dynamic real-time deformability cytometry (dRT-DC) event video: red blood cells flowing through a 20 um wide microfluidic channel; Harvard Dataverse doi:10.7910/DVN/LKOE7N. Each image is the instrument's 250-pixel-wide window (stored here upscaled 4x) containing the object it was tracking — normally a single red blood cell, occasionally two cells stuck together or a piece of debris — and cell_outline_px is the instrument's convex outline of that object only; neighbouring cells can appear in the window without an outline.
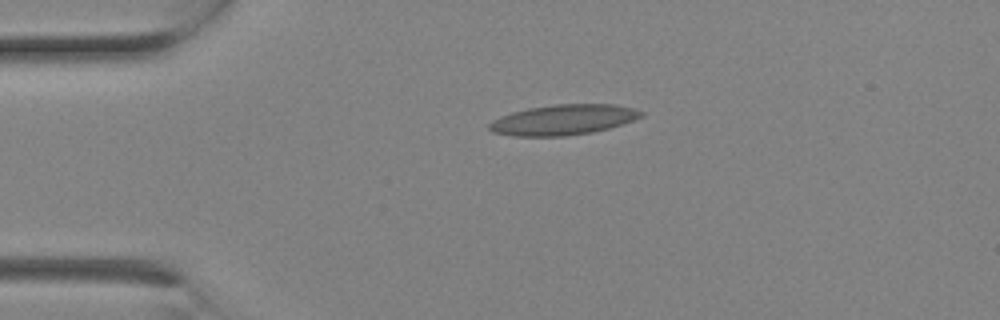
{"species": "Egyptian fruit bat (a non-hibernating species)", "species_latin": "Rousettus aegyptiacus", "temperature_condition": "room temperature", "stored_images_in_passage": 4, "camera_frame_rate_fps": 3000, "um_per_image_px": 0.085, "animal": {"sex": "female"}, "frame": {"image": 1, "passage_image": 4, "time_ms": 1.0, "image_size_px": [1000, 320], "cell_outline_px": [[644, 116], [608, 128], [592, 132], [564, 136], [512, 136], [492, 132], [488, 128], [488, 124], [492, 120], [500, 116], [512, 112], [528, 108], [556, 104], [616, 104], [632, 108], [644, 112]], "centroid_in_image_um": [47.84, 10.18], "position_along_channel_um": 37.2, "area_um2": 26.82}}